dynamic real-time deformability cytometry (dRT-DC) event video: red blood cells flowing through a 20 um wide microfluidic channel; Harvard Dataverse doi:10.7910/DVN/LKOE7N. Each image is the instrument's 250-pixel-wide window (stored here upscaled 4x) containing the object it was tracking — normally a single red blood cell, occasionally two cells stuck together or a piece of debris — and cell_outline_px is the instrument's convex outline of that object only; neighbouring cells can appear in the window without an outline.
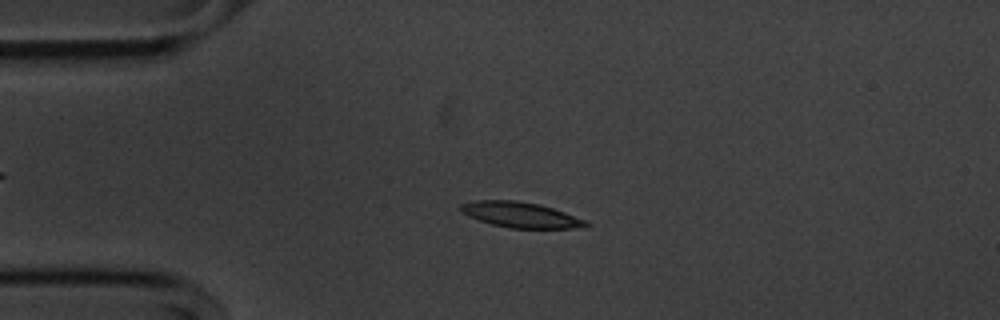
{"species": "common noctule bat (a hibernating species)", "species_latin": "Nyctalus noctula", "temperature_condition": "cold", "stored_images_in_passage": 50, "camera_frame_rate_fps": 3000, "um_per_image_px": 0.085, "animal": {"sex": "male", "body_mass_g": 20.1, "forearm_length_mm": 53.5}, "frame": {"image": 1, "passage_image": 8, "time_ms": 2.333, "image_size_px": [1000, 320], "cell_outline_px": [[592, 224], [588, 228], [508, 228], [492, 224], [468, 216], [460, 212], [460, 204], [476, 200], [516, 200], [540, 204], [588, 220]], "centroid_in_image_um": [44.31, 18.26], "position_along_channel_um": 40.7, "area_um2": 18.84}}
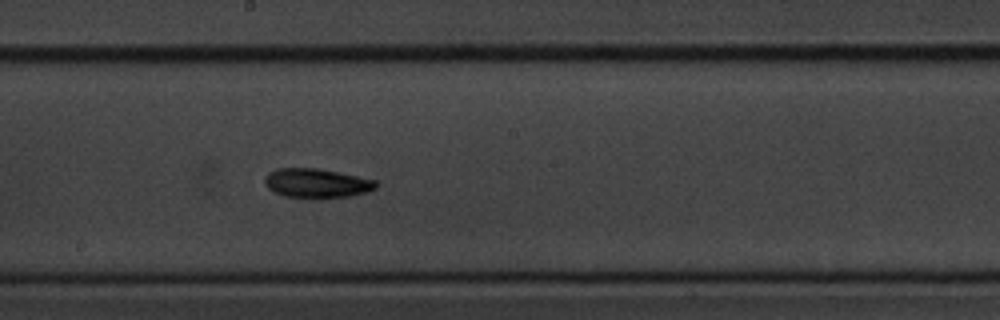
{"frame": {"image": 2, "passage_image": 25, "time_ms": 8.0, "image_size_px": [1000, 320], "cell_outline_px": [[380, 184], [376, 188], [368, 192], [348, 196], [284, 196], [268, 188], [264, 184], [264, 176], [268, 172], [276, 168], [320, 168], [376, 180]], "centroid_in_image_um": [26.92, 15.53], "position_along_channel_um": 221.3, "area_um2": 18.67}}
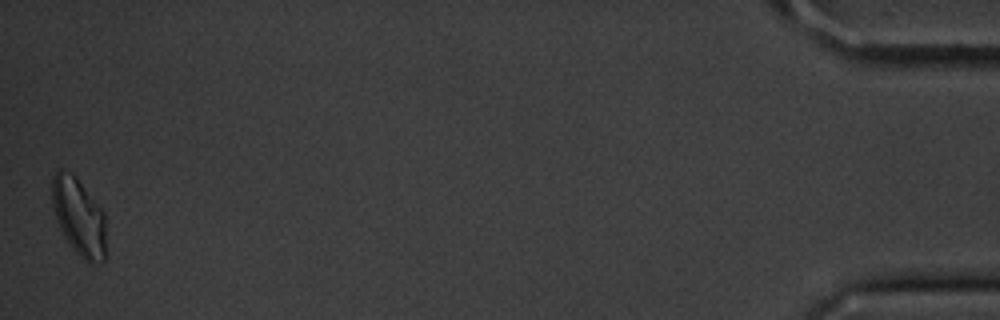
{"frame": {"image": 3, "passage_image": 50, "time_ms": 16.333, "image_size_px": [1000, 320], "cell_outline_px": [[104, 260], [96, 264], [88, 264], [72, 248], [64, 236], [60, 228], [52, 204], [52, 176], [60, 168], [72, 172], [76, 176], [104, 212]], "centroid_in_image_um": [6.68, 18.41], "position_along_channel_um": 428.5, "area_um2": 24.22}, "authors_computed_cell_mechanics": {"area_um2": 18.6983, "velocity_mm_per_s": 3.5957, "shape_relaxation_time_tau1_ms": 2.4797, "shape_relaxation_time_tau2_ms": null, "deformation_change_tau1": 0.1039, "deformation_change_tau2": null}}